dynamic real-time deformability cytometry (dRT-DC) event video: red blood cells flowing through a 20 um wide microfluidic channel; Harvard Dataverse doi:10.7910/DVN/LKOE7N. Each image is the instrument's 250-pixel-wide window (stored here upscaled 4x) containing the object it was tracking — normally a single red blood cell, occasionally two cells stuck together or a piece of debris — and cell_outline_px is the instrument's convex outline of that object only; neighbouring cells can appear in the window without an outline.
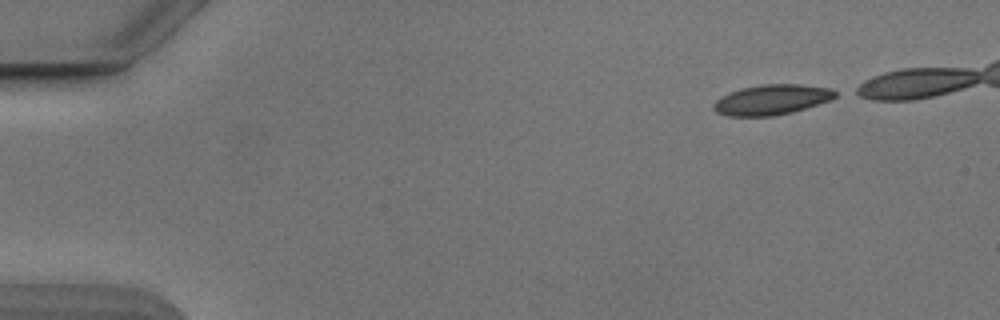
{"species": "Egyptian fruit bat (a non-hibernating species)", "species_latin": "Rousettus aegyptiacus", "temperature_condition": "cold", "stored_images_in_passage": 41, "camera_frame_rate_fps": 3000, "um_per_image_px": 0.085, "animal": {"sex": "male"}, "frame": {"image": 1, "passage_image": 1, "time_ms": 0.0, "image_size_px": [1000, 320], "cell_outline_px": [[840, 92], [832, 100], [792, 112], [772, 116], [728, 116], [716, 112], [712, 108], [712, 104], [720, 96], [740, 88], [764, 84], [800, 84], [832, 88]], "centroid_in_image_um": [65.61, 8.47], "position_along_channel_um": 19.4, "area_um2": 21.68}}
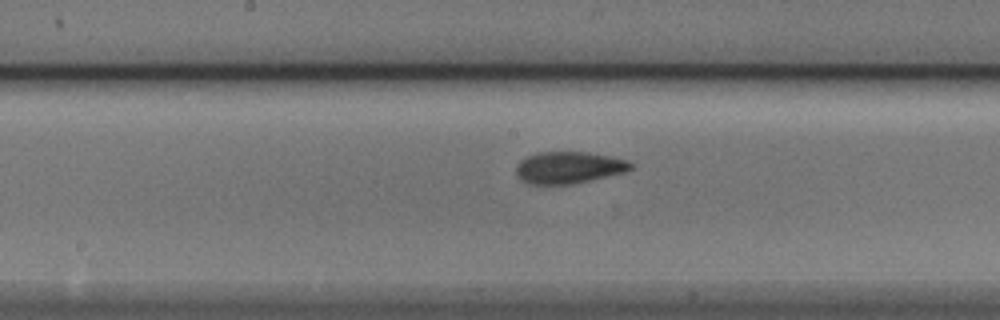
{"frame": {"image": 2, "passage_image": 23, "time_ms": 7.333, "image_size_px": [1000, 320], "cell_outline_px": [[632, 168], [624, 172], [572, 184], [528, 184], [520, 180], [516, 176], [516, 164], [520, 160], [536, 152], [588, 152], [628, 160], [632, 164]], "centroid_in_image_um": [48.29, 14.24], "position_along_channel_um": 199.9, "area_um2": 21.27}}
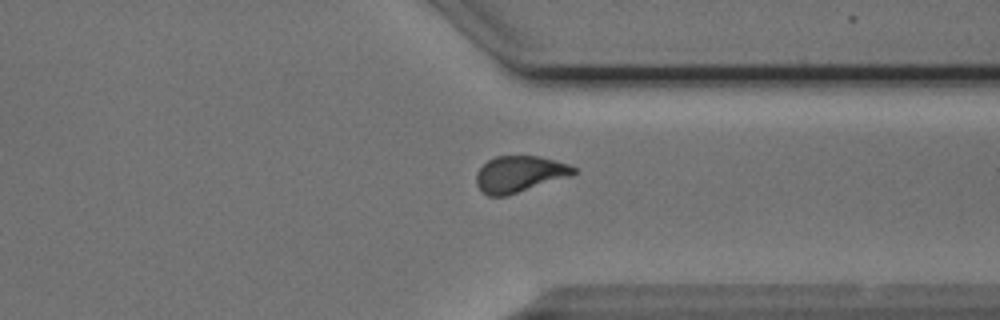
{"frame": {"image": 3, "passage_image": 36, "time_ms": 11.667, "image_size_px": [1000, 320], "cell_outline_px": [[576, 172], [572, 176], [504, 196], [488, 196], [476, 184], [476, 172], [488, 160], [496, 156], [540, 156], [556, 160], [568, 164], [576, 168]], "centroid_in_image_um": [44.17, 14.78], "position_along_channel_um": 367.2, "area_um2": 20.52}}